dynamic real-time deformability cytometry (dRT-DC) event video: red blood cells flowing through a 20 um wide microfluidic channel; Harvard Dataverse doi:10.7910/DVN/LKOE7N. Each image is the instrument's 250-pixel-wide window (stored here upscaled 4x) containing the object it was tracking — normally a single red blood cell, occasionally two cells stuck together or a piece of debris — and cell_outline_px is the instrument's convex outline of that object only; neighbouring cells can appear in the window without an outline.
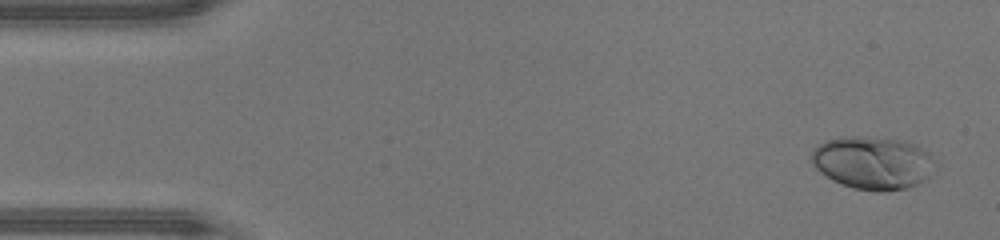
{"species": "human", "species_latin": "Homo sapiens", "temperature_condition": "warm", "stored_images_in_passage": 47, "camera_frame_rate_fps": 3000, "um_per_image_px": 0.085, "donor": {"sex": "male"}, "frame": {"image": 1, "passage_image": 2, "time_ms": 0.333, "image_size_px": [1000, 240], "cell_outline_px": [[936, 172], [924, 180], [908, 188], [880, 192], [876, 192], [852, 188], [840, 184], [832, 180], [820, 172], [812, 164], [812, 148], [816, 144], [840, 136], [864, 136], [904, 140], [928, 152], [932, 160]], "centroid_in_image_um": [74.16, 13.84], "position_along_channel_um": 10.8, "area_um2": 38.49}}
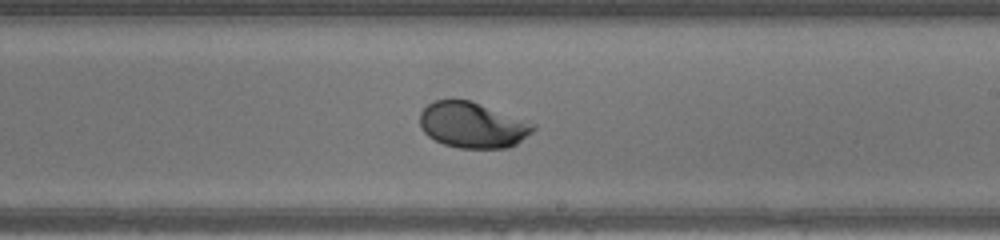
{"frame": {"image": 2, "passage_image": 27, "time_ms": 8.667, "image_size_px": [1000, 240], "cell_outline_px": [[536, 128], [532, 132], [516, 144], [508, 148], [460, 148], [444, 144], [428, 136], [420, 128], [420, 112], [428, 104], [436, 100], [452, 96], [468, 100], [536, 124]], "centroid_in_image_um": [40.12, 10.61], "position_along_channel_um": 248.9, "area_um2": 30.35}}
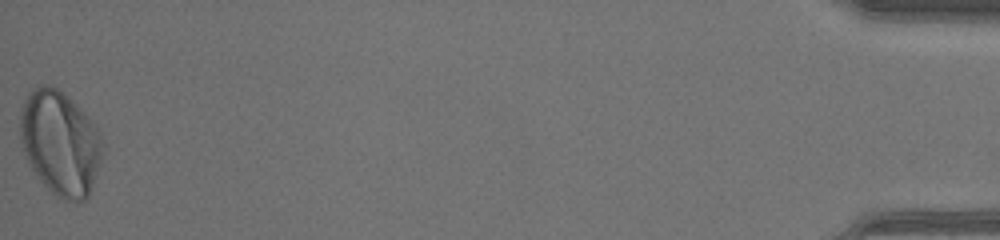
{"frame": {"image": 3, "passage_image": 47, "time_ms": 15.333, "image_size_px": [1000, 240], "cell_outline_px": [[104, 152], [88, 196], [84, 200], [64, 200], [56, 196], [40, 180], [28, 164], [20, 140], [20, 108], [28, 92], [32, 88], [40, 84], [44, 84], [56, 88], [80, 108], [96, 124], [100, 132], [104, 144]], "centroid_in_image_um": [5.11, 12.13], "position_along_channel_um": 430.1, "area_um2": 50.29}, "authors_computed_cell_mechanics": {"area_um2": 32.657, "velocity_mm_per_s": 4.3638, "shape_relaxation_time_tau1_ms": 3.3137, "shape_relaxation_time_tau2_ms": null, "deformation_change_tau1": 0.1738, "deformation_change_tau2": null}}